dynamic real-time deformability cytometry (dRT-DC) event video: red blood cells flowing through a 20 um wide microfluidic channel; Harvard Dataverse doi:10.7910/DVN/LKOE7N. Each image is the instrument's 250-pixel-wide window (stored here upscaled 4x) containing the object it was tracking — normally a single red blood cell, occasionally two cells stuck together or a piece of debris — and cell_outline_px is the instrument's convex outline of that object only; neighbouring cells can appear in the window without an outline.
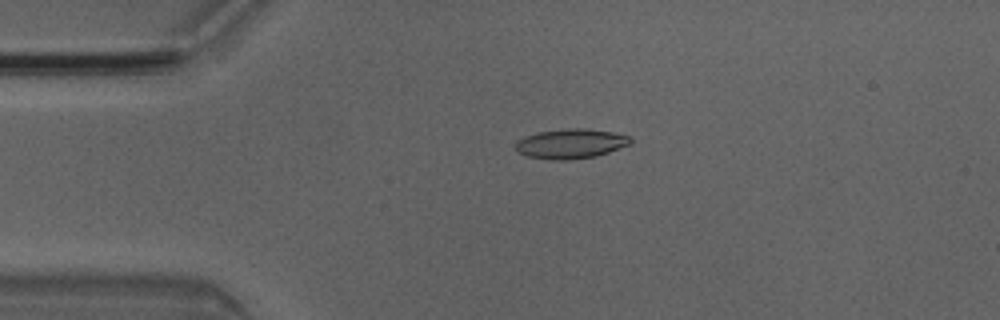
{"species": "Egyptian fruit bat (a non-hibernating species)", "species_latin": "Rousettus aegyptiacus", "temperature_condition": "room temperature", "stored_images_in_passage": 50, "camera_frame_rate_fps": 3000, "um_per_image_px": 0.085, "animal": {"sex": "male"}, "frame": {"image": 1, "passage_image": 11, "time_ms": 3.333, "image_size_px": [1000, 320], "cell_outline_px": [[632, 144], [596, 156], [568, 160], [552, 160], [524, 156], [516, 152], [516, 140], [524, 136], [540, 132], [568, 128], [584, 128], [612, 132], [632, 136]], "centroid_in_image_um": [48.51, 12.22], "position_along_channel_um": 36.5, "area_um2": 20.11}}
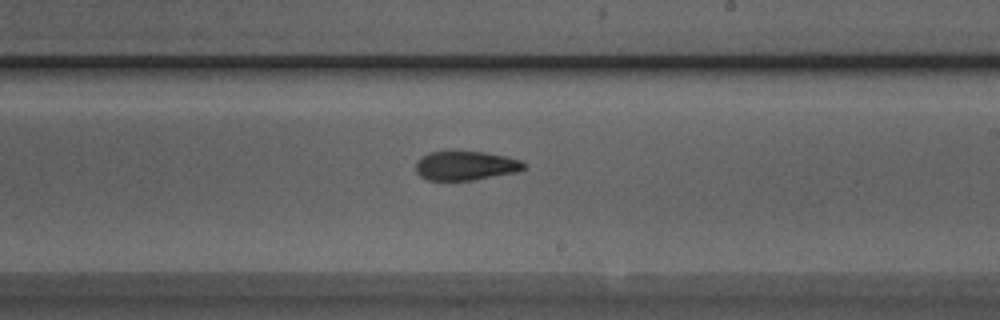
{"frame": {"image": 2, "passage_image": 29, "time_ms": 9.333, "image_size_px": [1000, 320], "cell_outline_px": [[528, 168], [520, 172], [472, 180], [428, 180], [420, 176], [416, 172], [416, 160], [420, 156], [428, 152], [484, 152], [508, 156], [524, 160], [528, 164]], "centroid_in_image_um": [39.66, 14.08], "position_along_channel_um": 249.3, "area_um2": 18.79}}
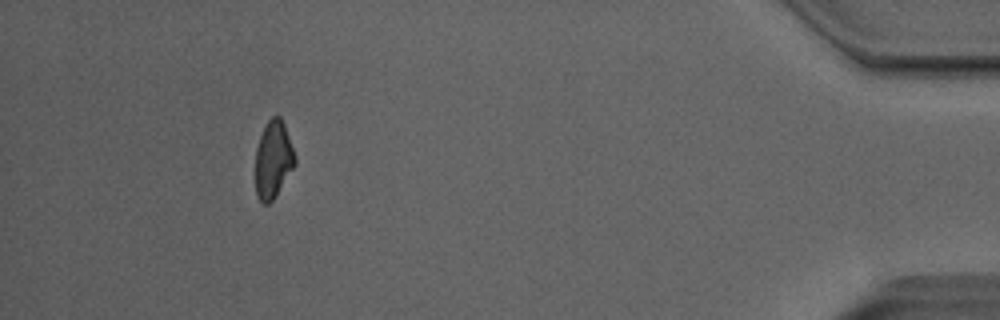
{"frame": {"image": 3, "passage_image": 46, "time_ms": 15.0, "image_size_px": [1000, 320], "cell_outline_px": [[296, 164], [272, 200], [268, 204], [264, 204], [256, 196], [256, 148], [260, 136], [268, 120], [272, 116], [280, 116], [284, 124], [296, 156]], "centroid_in_image_um": [23.23, 13.55], "position_along_channel_um": 412.0, "area_um2": 17.63}, "authors_computed_cell_mechanics": {"area_um2": 18.8428, "velocity_mm_per_s": 4.0643, "shape_relaxation_time_tau1_ms": null, "shape_relaxation_time_tau2_ms": 3.2664, "deformation_change_tau1": null, "deformation_change_tau2": 0.1122}}